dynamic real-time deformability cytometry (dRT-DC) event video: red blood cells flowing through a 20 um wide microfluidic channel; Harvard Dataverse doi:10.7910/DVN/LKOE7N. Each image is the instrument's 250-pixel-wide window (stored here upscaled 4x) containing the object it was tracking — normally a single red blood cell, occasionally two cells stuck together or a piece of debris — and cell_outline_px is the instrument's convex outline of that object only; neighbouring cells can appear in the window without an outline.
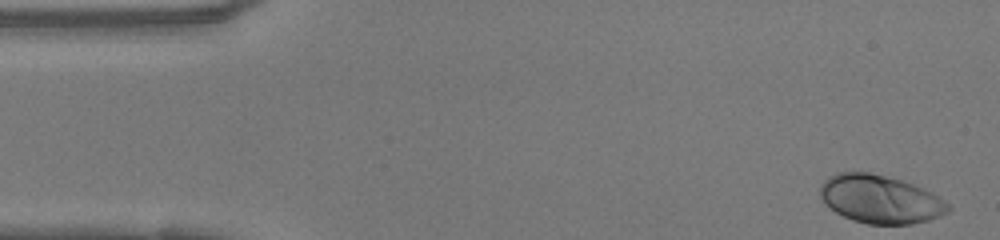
{"species": "human", "species_latin": "Homo sapiens", "temperature_condition": "warm", "stored_images_in_passage": 47, "camera_frame_rate_fps": 3000, "um_per_image_px": 0.085, "donor": {"sex": "female"}, "frame": {"image": 1, "passage_image": 1, "time_ms": 0.0, "image_size_px": [1000, 240], "cell_outline_px": [[952, 208], [948, 212], [940, 216], [928, 220], [912, 224], [868, 224], [852, 220], [836, 212], [820, 196], [820, 184], [828, 176], [836, 172], [868, 172], [900, 180], [924, 188], [932, 192], [944, 200]], "centroid_in_image_um": [74.83, 16.93], "position_along_channel_um": 10.2, "area_um2": 35.84}}
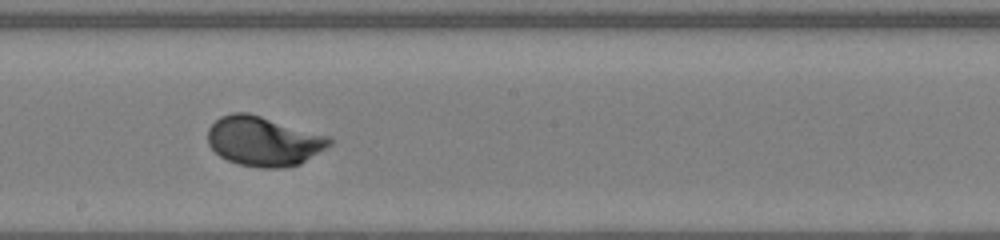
{"frame": {"image": 2, "passage_image": 25, "time_ms": 8.0, "image_size_px": [1000, 240], "cell_outline_px": [[332, 144], [300, 164], [280, 168], [260, 168], [240, 164], [228, 160], [220, 156], [208, 144], [208, 128], [220, 116], [232, 112], [248, 112], [332, 136]], "centroid_in_image_um": [22.43, 11.98], "position_along_channel_um": 225.8, "area_um2": 35.37}}
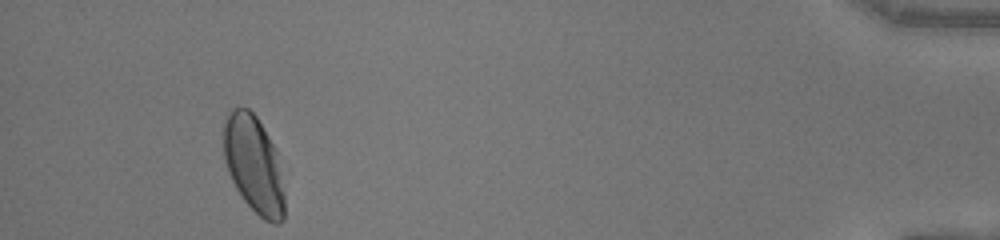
{"frame": {"image": 3, "passage_image": 44, "time_ms": 14.333, "image_size_px": [1000, 240], "cell_outline_px": [[284, 220], [280, 224], [272, 224], [264, 220], [244, 200], [236, 188], [228, 172], [224, 160], [224, 120], [228, 108], [248, 108], [256, 116], [276, 148], [284, 192]], "centroid_in_image_um": [21.57, 13.97], "position_along_channel_um": 413.6, "area_um2": 34.68}, "authors_computed_cell_mechanics": {"area_um2": 34.2754, "velocity_mm_per_s": 4.1425, "shape_relaxation_time_tau1_ms": 2.5261, "shape_relaxation_time_tau2_ms": null, "deformation_change_tau1": 0.1494, "deformation_change_tau2": null}}